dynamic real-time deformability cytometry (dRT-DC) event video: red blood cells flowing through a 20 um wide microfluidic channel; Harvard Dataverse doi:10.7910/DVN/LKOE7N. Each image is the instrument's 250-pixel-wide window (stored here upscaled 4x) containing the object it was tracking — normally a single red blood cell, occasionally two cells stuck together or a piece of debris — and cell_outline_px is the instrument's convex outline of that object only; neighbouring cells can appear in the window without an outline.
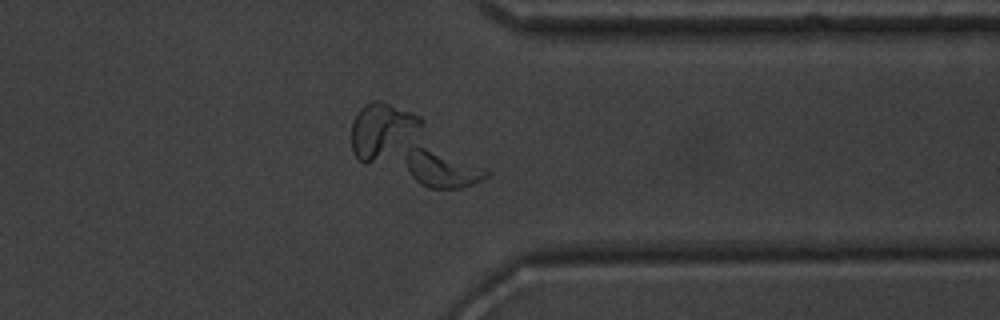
{"species": "common noctule bat (a hibernating species)", "species_latin": "Nyctalus noctula", "temperature_condition": "warm", "stored_images_in_passage": 52, "camera_frame_rate_fps": 3000, "um_per_image_px": 0.085, "animal": {"sex": "male", "body_mass_g": 20.1, "forearm_length_mm": 53.5}, "frame": {"image": 1, "passage_image": 42, "time_ms": 13.667, "image_size_px": [1000, 320], "cell_outline_px": [[492, 172], [488, 176], [472, 184], [460, 188], [428, 188], [420, 184], [412, 176], [408, 168], [408, 148], [424, 148], [488, 168]], "centroid_in_image_um": [37.67, 14.43], "position_along_channel_um": 373.7, "area_um2": 16.47}}